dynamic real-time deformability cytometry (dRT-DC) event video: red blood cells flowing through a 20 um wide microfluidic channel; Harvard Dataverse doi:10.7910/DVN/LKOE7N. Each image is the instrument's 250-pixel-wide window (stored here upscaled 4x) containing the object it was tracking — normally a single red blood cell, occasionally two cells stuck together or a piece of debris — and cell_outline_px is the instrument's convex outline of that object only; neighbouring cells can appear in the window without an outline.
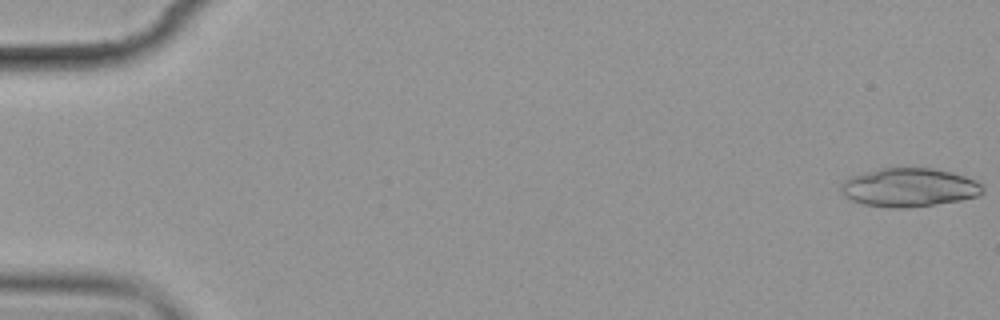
{"species": "common noctule bat (a hibernating species)", "species_latin": "Nyctalus noctula", "temperature_condition": "cold", "stored_images_in_passage": 6, "camera_frame_rate_fps": 3000, "um_per_image_px": 0.085, "animal": {"sex": "female", "body_mass_g": 19.9}, "frame": {"image": 1, "passage_image": 6, "time_ms": 6.0, "image_size_px": [1000, 320], "cell_outline_px": [[984, 192], [980, 196], [960, 200], [908, 208], [892, 208], [864, 204], [852, 200], [844, 196], [840, 188], [840, 184], [848, 176], [880, 168], [932, 168], [952, 172], [976, 180], [984, 184]], "centroid_in_image_um": [77.29, 15.93], "position_along_channel_um": 7.7, "area_um2": 32.19}}